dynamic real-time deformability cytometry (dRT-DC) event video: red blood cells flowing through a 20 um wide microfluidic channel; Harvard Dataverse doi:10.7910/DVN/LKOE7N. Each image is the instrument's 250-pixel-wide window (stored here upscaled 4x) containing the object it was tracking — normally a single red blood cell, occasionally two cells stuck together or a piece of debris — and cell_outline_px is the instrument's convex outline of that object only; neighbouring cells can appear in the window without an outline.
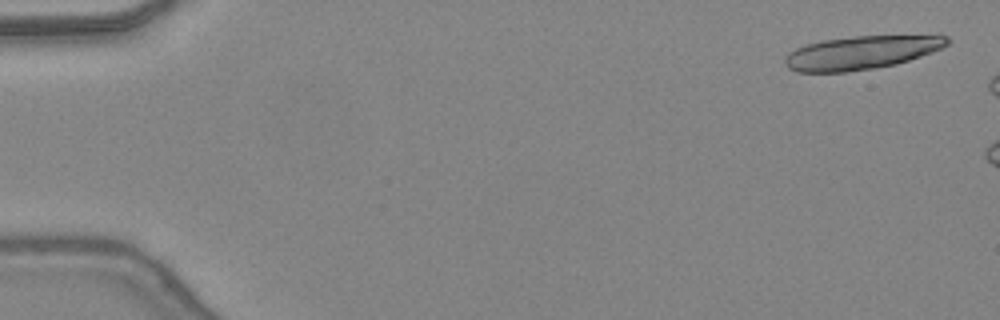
{"species": "common noctule bat (a hibernating species)", "species_latin": "Nyctalus noctula", "temperature_condition": "warm", "stored_images_in_passage": 7, "camera_frame_rate_fps": 3000, "um_per_image_px": 0.085, "animal": {"sex": "female", "body_mass_g": 24.6, "forearm_length_mm": 56.2}, "frame": {"image": 1, "passage_image": 2, "time_ms": 0.333, "image_size_px": [1000, 320], "cell_outline_px": [[952, 40], [948, 44], [932, 52], [896, 64], [876, 68], [844, 72], [796, 72], [788, 68], [784, 64], [784, 56], [788, 52], [796, 48], [808, 44], [824, 40], [856, 36], [948, 36]], "centroid_in_image_um": [73.15, 4.48], "position_along_channel_um": 11.8, "area_um2": 31.39}}